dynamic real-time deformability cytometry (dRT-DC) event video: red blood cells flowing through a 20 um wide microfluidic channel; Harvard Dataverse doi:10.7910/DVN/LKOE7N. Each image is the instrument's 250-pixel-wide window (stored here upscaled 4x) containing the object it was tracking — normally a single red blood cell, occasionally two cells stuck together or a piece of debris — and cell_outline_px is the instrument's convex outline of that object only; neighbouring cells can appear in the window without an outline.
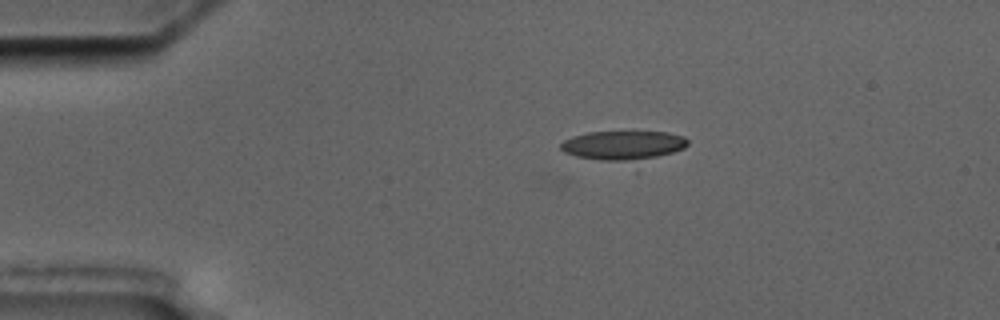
{"species": "common noctule bat (a hibernating species)", "species_latin": "Nyctalus noctula", "temperature_condition": "cold", "stored_images_in_passage": 9, "camera_frame_rate_fps": 3000, "um_per_image_px": 0.085, "animal": {"sex": "male", "body_mass_g": 17.5, "forearm_length_mm": 52.3}, "frame": {"image": 1, "passage_image": 1, "time_ms": 0.0, "image_size_px": [1000, 320], "cell_outline_px": [[688, 144], [684, 148], [636, 172], [576, 156], [564, 152], [560, 148], [560, 144], [564, 140], [572, 136], [588, 132], [668, 132], [684, 136], [688, 140]], "centroid_in_image_um": [53.1, 12.56], "position_along_channel_um": 31.9, "area_um2": 25.14}}
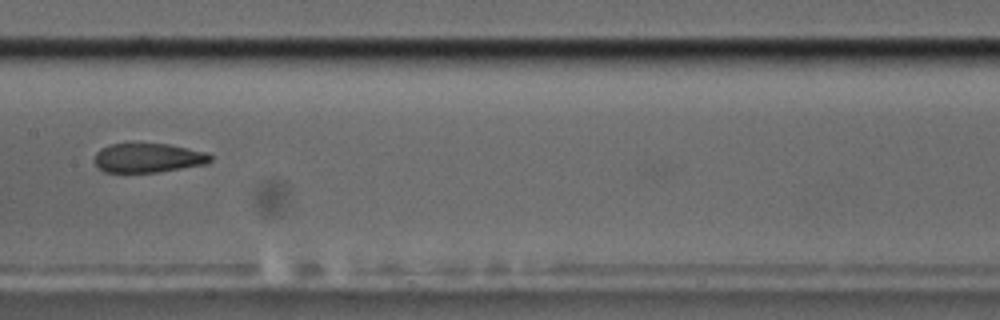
{"frame": {"image": 2, "passage_image": 6, "time_ms": 6.0, "image_size_px": [1000, 320], "cell_outline_px": [[212, 160], [208, 164], [160, 172], [104, 172], [96, 164], [96, 152], [100, 148], [112, 144], [168, 144], [208, 152], [212, 156]], "centroid_in_image_um": [12.66, 13.43], "position_along_channel_um": 194.7, "area_um2": 19.77}}
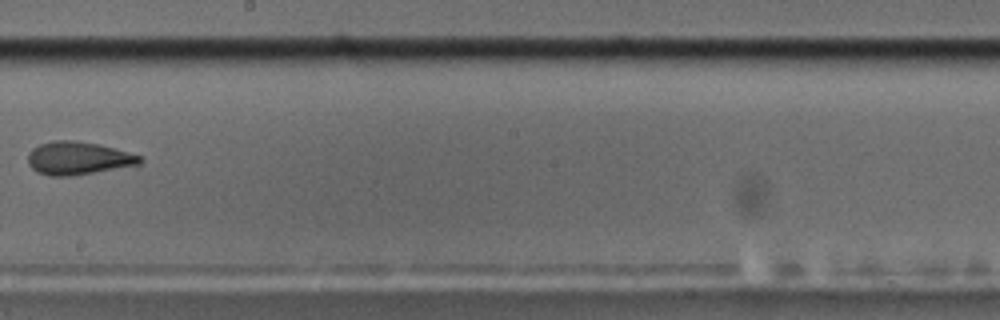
{"frame": {"image": 3, "passage_image": 7, "time_ms": 7.333, "image_size_px": [1000, 320], "cell_outline_px": [[144, 160], [140, 164], [72, 176], [48, 176], [36, 172], [28, 164], [28, 152], [32, 148], [40, 144], [52, 140], [76, 140], [96, 144], [112, 148], [140, 156]], "centroid_in_image_um": [6.58, 13.45], "position_along_channel_um": 241.6, "area_um2": 21.44}}